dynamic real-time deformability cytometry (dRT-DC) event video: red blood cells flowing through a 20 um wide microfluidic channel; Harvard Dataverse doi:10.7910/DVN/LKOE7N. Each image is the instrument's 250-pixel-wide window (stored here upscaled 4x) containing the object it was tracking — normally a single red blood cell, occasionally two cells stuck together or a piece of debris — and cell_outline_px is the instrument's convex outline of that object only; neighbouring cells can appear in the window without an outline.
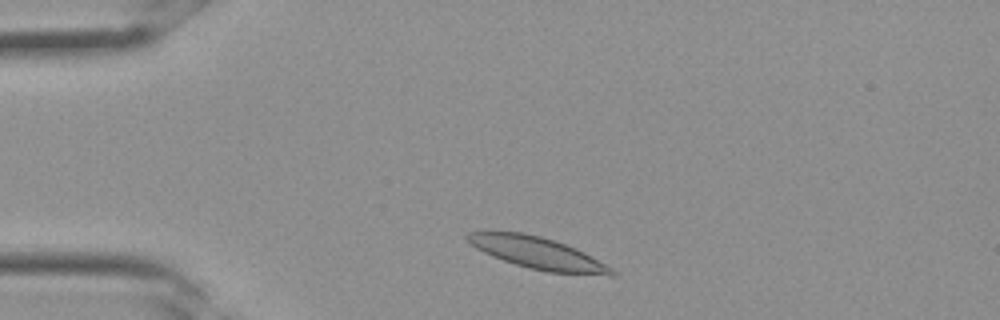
{"species": "Egyptian fruit bat (a non-hibernating species)", "species_latin": "Rousettus aegyptiacus", "temperature_condition": "room temperature", "stored_images_in_passage": 28, "camera_frame_rate_fps": 3000, "um_per_image_px": 0.085, "frame": {"image": 1, "passage_image": 2, "time_ms": 0.333, "image_size_px": [1000, 320], "cell_outline_px": [[616, 276], [612, 276], [548, 272], [528, 268], [492, 256], [476, 248], [464, 236], [468, 232], [488, 228], [524, 232], [540, 236], [564, 244], [584, 252], [612, 268], [616, 272]], "centroid_in_image_um": [45.61, 21.46], "position_along_channel_um": 39.4, "area_um2": 27.22}}
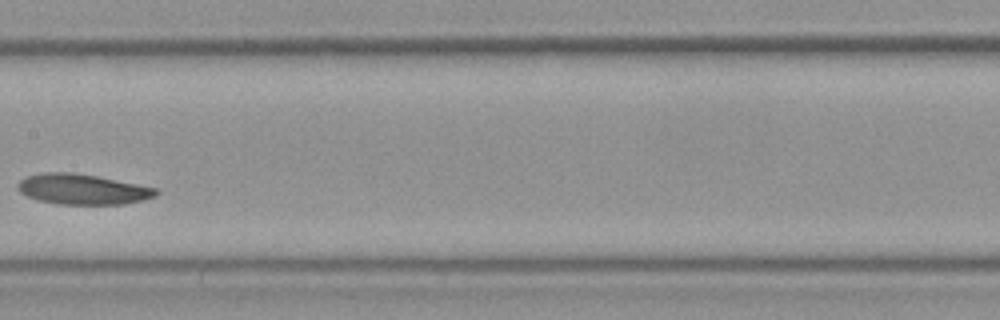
{"frame": {"image": 2, "passage_image": 12, "time_ms": 3.667, "image_size_px": [1000, 320], "cell_outline_px": [[160, 192], [156, 196], [144, 200], [124, 204], [60, 204], [40, 200], [28, 196], [20, 192], [16, 188], [16, 184], [20, 180], [28, 176], [44, 172], [72, 172], [96, 176], [156, 188]], "centroid_in_image_um": [7.01, 16.08], "position_along_channel_um": 200.4, "area_um2": 24.33}}
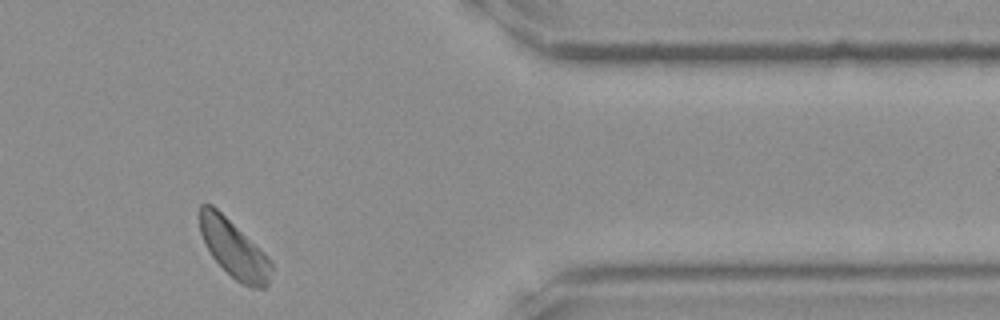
{"frame": {"image": 3, "passage_image": 23, "time_ms": 7.333, "image_size_px": [1000, 320], "cell_outline_px": [[272, 272], [268, 284], [264, 288], [252, 288], [240, 284], [212, 256], [200, 232], [200, 204], [212, 204], [272, 260]], "centroid_in_image_um": [19.91, 21.18], "position_along_channel_um": 391.5, "area_um2": 23.58}}